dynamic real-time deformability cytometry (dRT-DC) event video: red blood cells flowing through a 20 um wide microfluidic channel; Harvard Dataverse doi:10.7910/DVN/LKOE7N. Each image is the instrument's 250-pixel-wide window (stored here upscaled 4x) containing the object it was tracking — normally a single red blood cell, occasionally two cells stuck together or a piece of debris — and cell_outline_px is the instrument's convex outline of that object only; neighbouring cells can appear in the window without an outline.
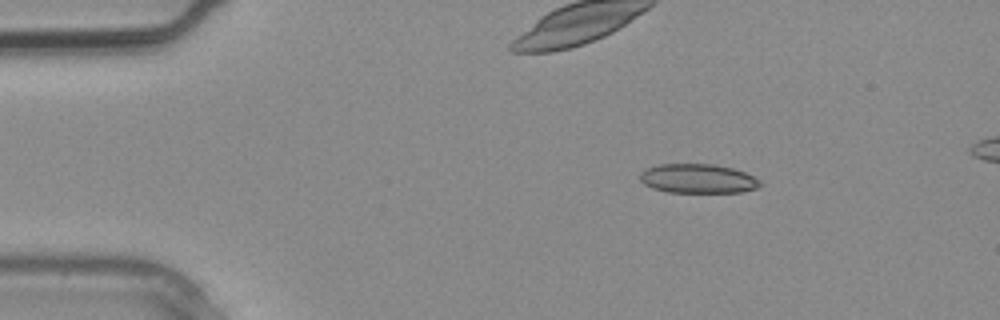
{"species": "common noctule bat (a hibernating species)", "species_latin": "Nyctalus noctula", "temperature_condition": "warm", "stored_images_in_passage": 3, "camera_frame_rate_fps": 3000, "um_per_image_px": 0.085, "animal": {"sex": "male", "body_mass_g": 20.4}, "frame": {"image": 1, "passage_image": 1, "time_ms": 0.0, "image_size_px": [1000, 320], "cell_outline_px": [[764, 184], [756, 188], [740, 192], [668, 192], [652, 188], [644, 184], [640, 180], [640, 172], [656, 164], [712, 164], [732, 168], [744, 172], [760, 180]], "centroid_in_image_um": [59.31, 15.18], "position_along_channel_um": 25.7, "area_um2": 20.46}}